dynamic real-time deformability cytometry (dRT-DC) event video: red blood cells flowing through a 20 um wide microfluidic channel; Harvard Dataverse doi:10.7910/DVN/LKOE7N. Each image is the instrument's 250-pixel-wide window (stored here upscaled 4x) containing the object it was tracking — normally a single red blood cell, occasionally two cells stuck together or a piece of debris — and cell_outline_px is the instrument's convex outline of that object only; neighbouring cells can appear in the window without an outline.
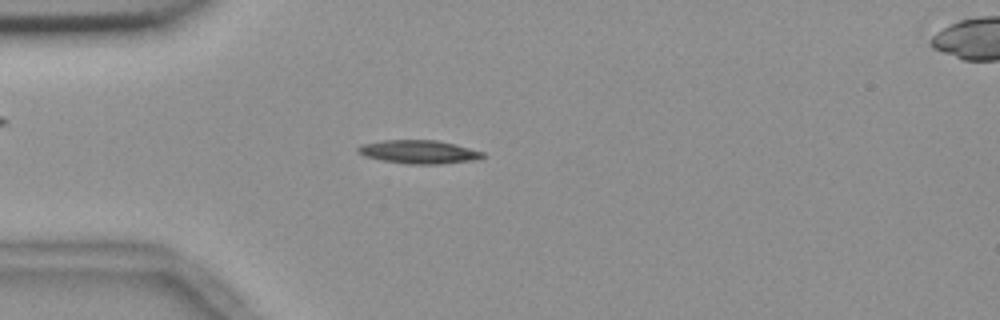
{"species": "common noctule bat (a hibernating species)", "species_latin": "Nyctalus noctula", "temperature_condition": "room temperature", "stored_images_in_passage": 54, "camera_frame_rate_fps": 3000, "um_per_image_px": 0.085, "animal": {"sex": "female", "body_mass_g": 18.4}, "frame": {"image": 1, "passage_image": 14, "time_ms": 4.333, "image_size_px": [1000, 320], "cell_outline_px": [[484, 156], [476, 160], [440, 164], [408, 164], [384, 160], [364, 156], [356, 152], [356, 148], [360, 144], [384, 140], [436, 140], [456, 144], [484, 152]], "centroid_in_image_um": [35.59, 12.9], "position_along_channel_um": 49.4, "area_um2": 17.11}}
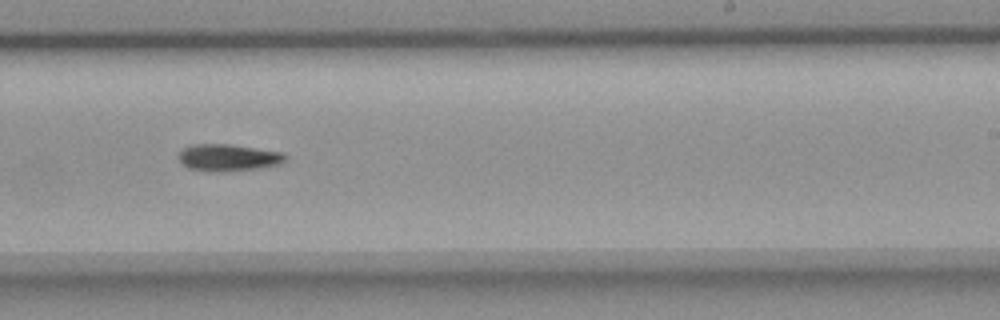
{"frame": {"image": 2, "passage_image": 33, "time_ms": 10.667, "image_size_px": [1000, 320], "cell_outline_px": [[288, 156], [280, 164], [256, 168], [220, 172], [188, 168], [180, 164], [176, 160], [176, 156], [184, 148], [192, 144], [228, 144], [284, 152]], "centroid_in_image_um": [19.35, 13.39], "position_along_channel_um": 269.7, "area_um2": 16.82}}
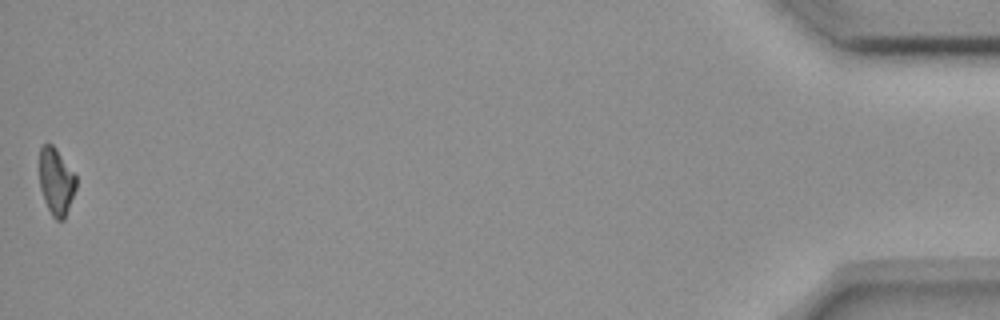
{"frame": {"image": 3, "passage_image": 54, "time_ms": 17.667, "image_size_px": [1000, 320], "cell_outline_px": [[76, 188], [64, 220], [56, 220], [52, 216], [44, 200], [40, 188], [40, 148], [44, 144], [52, 144], [56, 148], [76, 176]], "centroid_in_image_um": [4.77, 15.44], "position_along_channel_um": 430.4, "area_um2": 14.16}, "authors_computed_cell_mechanics": {"area_um2": 15.9239, "velocity_mm_per_s": 3.6785, "shape_relaxation_time_tau1_ms": 8.1771, "shape_relaxation_time_tau2_ms": null, "deformation_change_tau1": 0.1929, "deformation_change_tau2": null}}